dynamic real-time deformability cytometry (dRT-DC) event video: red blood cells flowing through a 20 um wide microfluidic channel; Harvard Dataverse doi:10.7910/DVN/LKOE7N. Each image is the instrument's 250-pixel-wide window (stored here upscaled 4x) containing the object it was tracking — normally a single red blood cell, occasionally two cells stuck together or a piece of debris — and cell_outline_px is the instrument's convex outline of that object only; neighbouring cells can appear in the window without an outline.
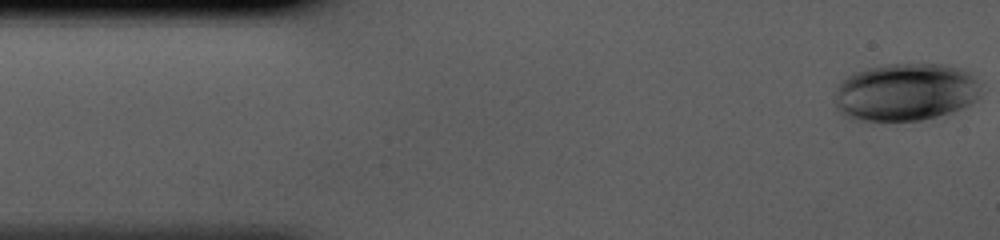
{"species": "human", "species_latin": "Homo sapiens", "temperature_condition": "cold", "stored_images_in_passage": 42, "camera_frame_rate_fps": 3000, "um_per_image_px": 0.085, "donor": {"sex": "male"}, "frame": {"image": 1, "passage_image": 1, "time_ms": 0.0, "image_size_px": [1000, 240], "cell_outline_px": [[980, 96], [976, 100], [952, 112], [940, 116], [920, 120], [852, 120], [836, 112], [836, 88], [848, 76], [856, 72], [868, 68], [884, 64], [944, 64], [960, 68], [968, 72], [980, 84]], "centroid_in_image_um": [76.97, 7.83], "position_along_channel_um": 8.0, "area_um2": 49.25}}
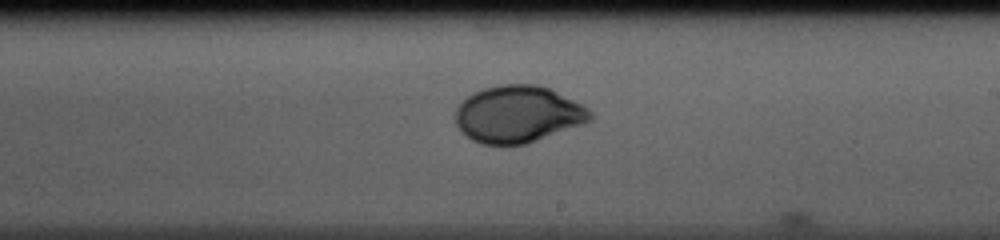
{"frame": {"image": 2, "passage_image": 24, "time_ms": 7.667, "image_size_px": [1000, 240], "cell_outline_px": [[592, 120], [584, 124], [524, 144], [480, 144], [472, 140], [456, 124], [456, 108], [468, 96], [484, 88], [500, 84], [540, 84], [584, 104], [592, 112]], "centroid_in_image_um": [44.07, 9.69], "position_along_channel_um": 244.9, "area_um2": 44.56}}
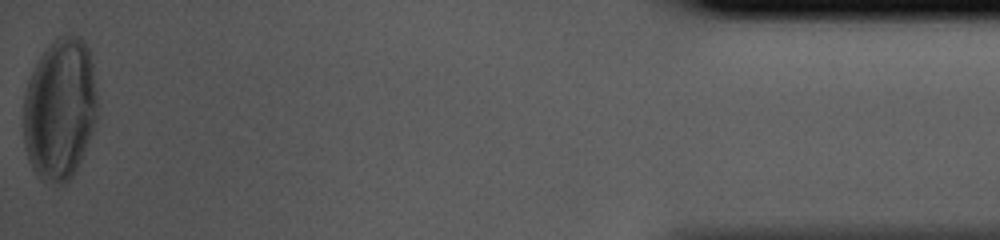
{"frame": {"image": 3, "passage_image": 42, "time_ms": 13.667, "image_size_px": [1000, 240], "cell_outline_px": [[96, 120], [92, 132], [84, 152], [72, 176], [64, 184], [60, 184], [40, 180], [32, 168], [28, 160], [24, 144], [24, 96], [28, 80], [40, 56], [48, 44], [52, 40], [60, 36], [80, 36], [84, 40], [88, 48], [92, 60], [96, 92]], "centroid_in_image_um": [5.08, 9.27], "position_along_channel_um": 430.1, "area_um2": 61.21}}